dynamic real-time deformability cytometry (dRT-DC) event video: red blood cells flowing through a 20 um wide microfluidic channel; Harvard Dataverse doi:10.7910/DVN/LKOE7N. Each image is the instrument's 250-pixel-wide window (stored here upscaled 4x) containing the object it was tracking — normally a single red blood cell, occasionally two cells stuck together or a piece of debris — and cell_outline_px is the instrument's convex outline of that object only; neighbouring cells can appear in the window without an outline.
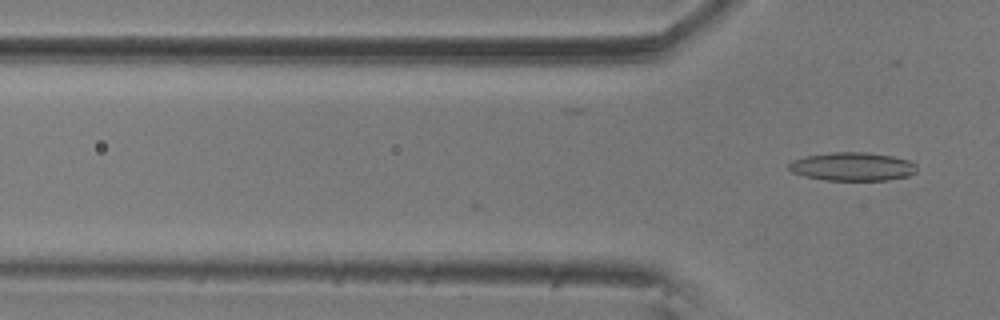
{"species": "common noctule bat (a hibernating species)", "species_latin": "Nyctalus noctula", "temperature_condition": "room temperature", "stored_images_in_passage": 2, "camera_frame_rate_fps": 3000, "um_per_image_px": 0.085, "animal": {"sex": "male", "body_mass_g": 20.5, "forearm_length_mm": 52.5}, "frame": {"image": 1, "passage_image": 2, "time_ms": 0.333, "image_size_px": [1000, 320], "cell_outline_px": [[916, 172], [908, 176], [888, 180], [824, 180], [804, 176], [792, 172], [788, 168], [788, 164], [792, 160], [804, 156], [832, 152], [868, 152], [892, 156], [908, 160], [916, 164]], "centroid_in_image_um": [72.44, 14.15], "position_along_channel_um": 53.4, "area_um2": 21.33}}